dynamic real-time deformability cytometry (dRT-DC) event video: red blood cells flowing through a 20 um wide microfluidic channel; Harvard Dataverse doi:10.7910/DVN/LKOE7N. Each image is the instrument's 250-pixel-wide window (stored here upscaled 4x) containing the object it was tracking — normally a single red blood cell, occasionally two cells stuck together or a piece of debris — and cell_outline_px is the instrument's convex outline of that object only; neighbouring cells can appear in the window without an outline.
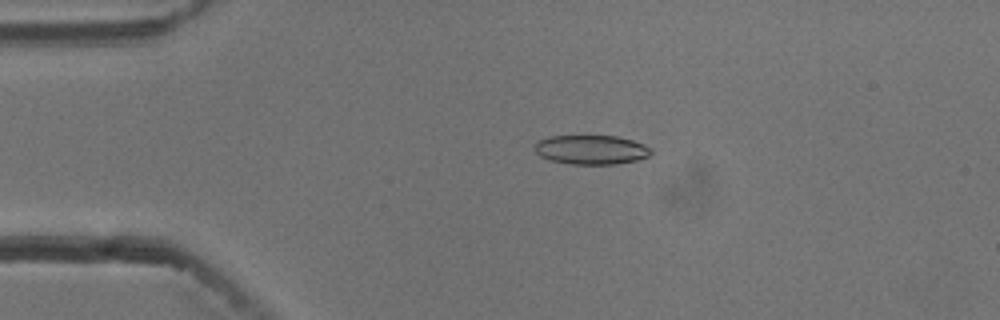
{"species": "common noctule bat (a hibernating species)", "species_latin": "Nyctalus noctula", "temperature_condition": "cold", "stored_images_in_passage": 54, "camera_frame_rate_fps": 3000, "um_per_image_px": 0.085, "animal": {"sex": "male", "body_mass_g": 13.3}, "frame": {"image": 1, "passage_image": 11, "time_ms": 3.333, "image_size_px": [1000, 320], "cell_outline_px": [[652, 152], [648, 156], [636, 160], [616, 164], [572, 164], [548, 160], [540, 156], [536, 152], [536, 144], [540, 140], [548, 136], [616, 136], [632, 140], [644, 144], [652, 148]], "centroid_in_image_um": [50.27, 12.73], "position_along_channel_um": 34.7, "area_um2": 19.77}}
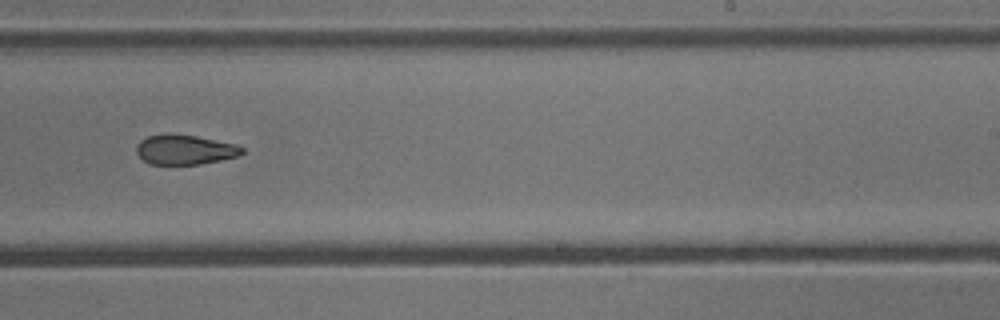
{"frame": {"image": 2, "passage_image": 33, "time_ms": 10.667, "image_size_px": [1000, 320], "cell_outline_px": [[244, 152], [240, 156], [200, 164], [148, 164], [136, 152], [136, 148], [140, 140], [148, 136], [164, 132], [168, 132], [196, 136], [236, 144], [244, 148]], "centroid_in_image_um": [15.71, 12.7], "position_along_channel_um": 273.3, "area_um2": 18.55}}
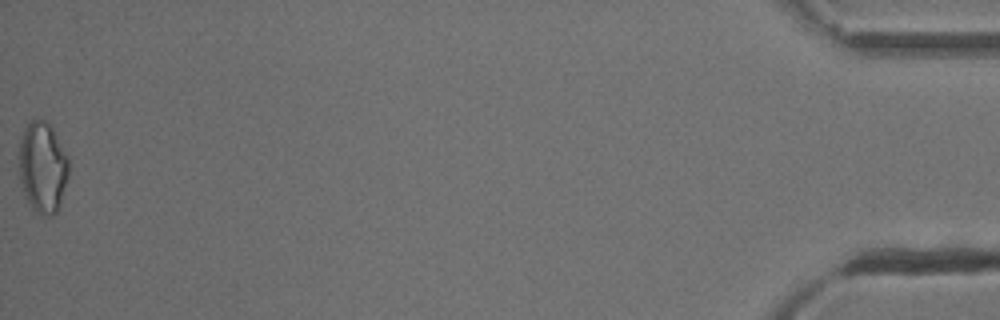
{"frame": {"image": 3, "passage_image": 54, "time_ms": 17.667, "image_size_px": [1000, 320], "cell_outline_px": [[68, 176], [60, 204], [56, 212], [52, 216], [40, 216], [32, 212], [24, 196], [20, 180], [20, 140], [24, 128], [32, 120], [44, 120], [52, 124], [68, 156]], "centroid_in_image_um": [3.63, 14.25], "position_along_channel_um": 431.6, "area_um2": 26.82}, "authors_computed_cell_mechanics": {"area_um2": 19.9699, "velocity_mm_per_s": 3.766, "shape_relaxation_time_tau1_ms": 9.9177, "shape_relaxation_time_tau2_ms": 3.6337, "deformation_change_tau1": 0.2282, "deformation_change_tau2": 0.1138}}